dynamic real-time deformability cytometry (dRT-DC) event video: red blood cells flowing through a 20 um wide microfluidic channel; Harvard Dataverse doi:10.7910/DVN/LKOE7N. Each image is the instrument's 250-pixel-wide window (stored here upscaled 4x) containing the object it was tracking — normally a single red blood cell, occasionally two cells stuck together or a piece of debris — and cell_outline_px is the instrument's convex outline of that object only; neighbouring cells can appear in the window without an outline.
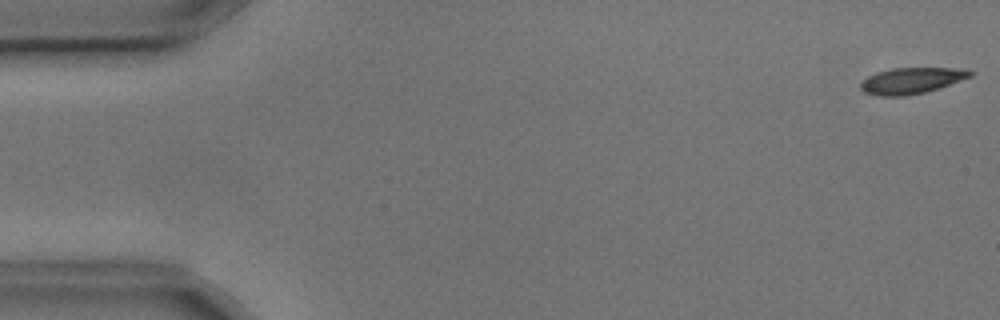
{"species": "common noctule bat (a hibernating species)", "species_latin": "Nyctalus noctula", "temperature_condition": "cold", "stored_images_in_passage": 3, "camera_frame_rate_fps": 3000, "um_per_image_px": 0.085, "animal": {"sex": "male", "body_mass_g": 17.9, "forearm_length_mm": 54.2}, "frame": {"image": 1, "passage_image": 1, "time_ms": 0.0, "image_size_px": [1000, 320], "cell_outline_px": [[976, 72], [972, 76], [940, 88], [924, 92], [904, 96], [880, 96], [864, 92], [860, 88], [860, 84], [868, 76], [876, 72], [892, 68], [960, 68]], "centroid_in_image_um": [77.5, 6.85], "position_along_channel_um": 7.5, "area_um2": 16.7}}